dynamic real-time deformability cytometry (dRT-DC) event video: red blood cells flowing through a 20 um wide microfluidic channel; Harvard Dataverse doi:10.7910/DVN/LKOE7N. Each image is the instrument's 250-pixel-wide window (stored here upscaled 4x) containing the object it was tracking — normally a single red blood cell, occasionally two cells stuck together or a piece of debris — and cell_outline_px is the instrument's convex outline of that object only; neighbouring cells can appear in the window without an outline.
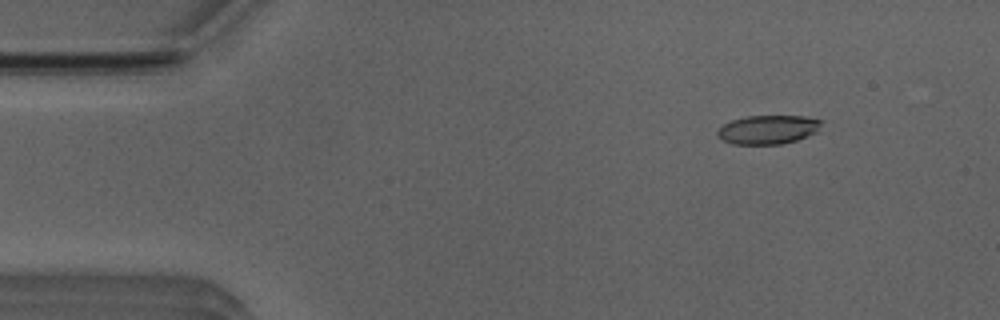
{"species": "Egyptian fruit bat (a non-hibernating species)", "species_latin": "Rousettus aegyptiacus", "temperature_condition": "room temperature", "stored_images_in_passage": 12, "camera_frame_rate_fps": 3000, "um_per_image_px": 0.085, "animal": {"sex": "male"}, "frame": {"image": 1, "passage_image": 4, "time_ms": 1.0, "image_size_px": [1000, 320], "cell_outline_px": [[824, 120], [816, 132], [808, 136], [796, 140], [780, 144], [732, 144], [716, 136], [716, 132], [724, 124], [732, 120], [744, 116], [804, 116]], "centroid_in_image_um": [65.28, 11.01], "position_along_channel_um": 19.7, "area_um2": 17.51}}